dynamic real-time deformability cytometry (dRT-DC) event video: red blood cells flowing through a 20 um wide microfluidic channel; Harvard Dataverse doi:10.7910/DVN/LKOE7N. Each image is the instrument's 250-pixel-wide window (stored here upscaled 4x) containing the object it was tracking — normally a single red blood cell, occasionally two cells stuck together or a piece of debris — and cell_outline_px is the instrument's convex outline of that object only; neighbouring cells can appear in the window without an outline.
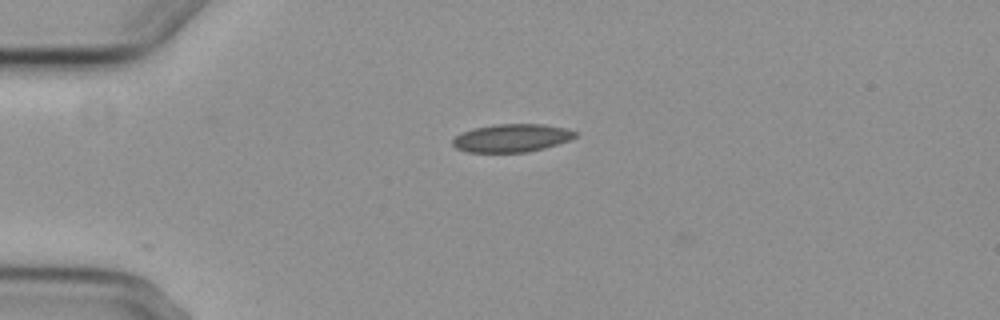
{"species": "common noctule bat (a hibernating species)", "species_latin": "Nyctalus noctula", "temperature_condition": "cold", "stored_images_in_passage": 2, "camera_frame_rate_fps": 3000, "um_per_image_px": 0.085, "animal": {"sex": "female", "body_mass_g": 29.2, "forearm_length_mm": 56.3}, "frame": {"image": 1, "passage_image": 2, "time_ms": 2.0, "image_size_px": [1000, 320], "cell_outline_px": [[580, 132], [572, 140], [544, 148], [528, 152], [468, 152], [456, 148], [452, 144], [452, 140], [460, 132], [472, 128], [496, 124], [544, 124], [568, 128]], "centroid_in_image_um": [43.54, 11.72], "position_along_channel_um": 41.5, "area_um2": 20.35}}